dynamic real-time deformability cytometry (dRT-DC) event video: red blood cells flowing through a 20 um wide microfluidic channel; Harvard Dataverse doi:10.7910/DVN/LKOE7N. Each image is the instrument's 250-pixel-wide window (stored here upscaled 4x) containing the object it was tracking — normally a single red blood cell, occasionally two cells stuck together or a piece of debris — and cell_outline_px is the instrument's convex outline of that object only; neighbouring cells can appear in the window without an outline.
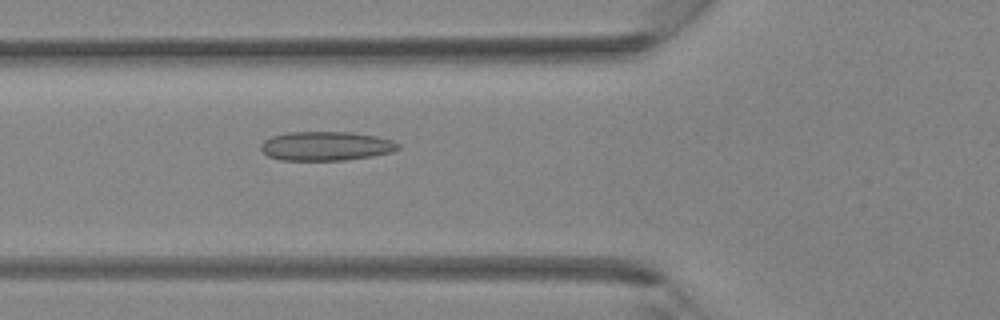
{"species": "Egyptian fruit bat (a non-hibernating species)", "species_latin": "Rousettus aegyptiacus", "temperature_condition": "room temperature", "stored_images_in_passage": 37, "camera_frame_rate_fps": 3000, "um_per_image_px": 0.085, "animal": {"sex": "female"}, "frame": {"image": 1, "passage_image": 14, "time_ms": 4.333, "image_size_px": [1000, 320], "cell_outline_px": [[400, 148], [392, 152], [372, 156], [344, 160], [280, 160], [268, 156], [260, 148], [260, 144], [264, 140], [272, 136], [288, 132], [352, 132], [376, 136], [392, 140], [400, 144]], "centroid_in_image_um": [27.71, 12.41], "position_along_channel_um": 98.1, "area_um2": 23.35}}
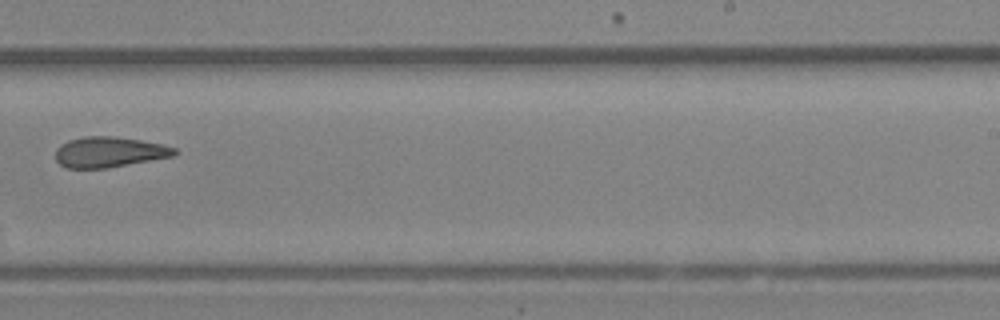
{"frame": {"image": 2, "passage_image": 24, "time_ms": 7.667, "image_size_px": [1000, 320], "cell_outline_px": [[180, 152], [176, 156], [108, 168], [68, 168], [60, 164], [56, 160], [56, 148], [60, 144], [68, 140], [84, 136], [112, 136], [140, 140], [164, 144], [176, 148]], "centroid_in_image_um": [9.33, 12.92], "position_along_channel_um": 279.7, "area_um2": 21.44}}
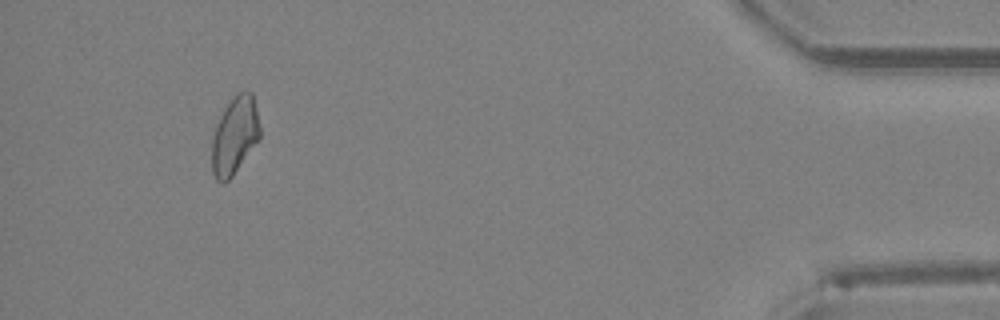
{"frame": {"image": 3, "passage_image": 35, "time_ms": 11.333, "image_size_px": [1000, 320], "cell_outline_px": [[260, 140], [232, 176], [224, 184], [216, 180], [212, 172], [212, 140], [216, 124], [220, 116], [232, 96], [236, 92], [252, 92], [256, 108], [260, 128]], "centroid_in_image_um": [19.95, 11.54], "position_along_channel_um": 415.2, "area_um2": 21.85}}